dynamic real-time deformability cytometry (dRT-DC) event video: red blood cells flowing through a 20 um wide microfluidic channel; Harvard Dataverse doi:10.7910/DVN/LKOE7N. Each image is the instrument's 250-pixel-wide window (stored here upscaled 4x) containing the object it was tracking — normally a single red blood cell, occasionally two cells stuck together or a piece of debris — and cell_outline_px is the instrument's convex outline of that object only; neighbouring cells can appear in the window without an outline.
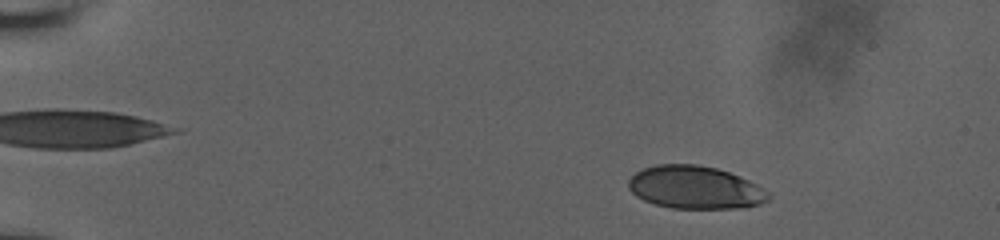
{"species": "human", "species_latin": "Homo sapiens", "temperature_condition": "room temperature", "stored_images_in_passage": 54, "camera_frame_rate_fps": 3000, "um_per_image_px": 0.085, "donor": {"sex": "male"}, "frame": {"image": 1, "passage_image": 7, "time_ms": 2.0, "image_size_px": [1000, 240], "cell_outline_px": [[772, 196], [768, 200], [760, 204], [740, 208], [672, 208], [656, 204], [644, 200], [636, 196], [628, 188], [628, 180], [636, 172], [644, 168], [656, 164], [696, 164], [716, 168], [728, 172], [748, 180], [756, 184], [768, 192]], "centroid_in_image_um": [59.08, 15.93], "position_along_channel_um": 25.9, "area_um2": 34.85}}
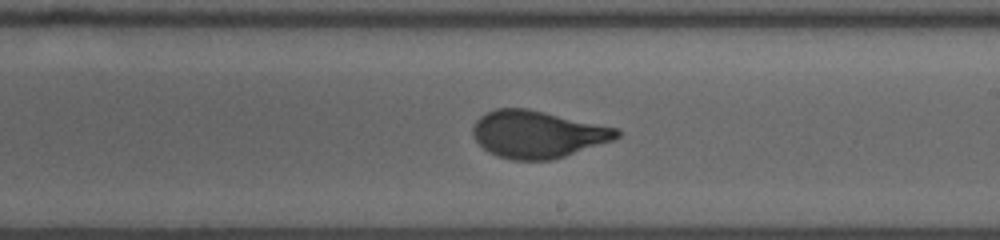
{"frame": {"image": 2, "passage_image": 33, "time_ms": 10.667, "image_size_px": [1000, 240], "cell_outline_px": [[620, 136], [612, 140], [552, 160], [512, 160], [488, 152], [476, 140], [472, 132], [472, 128], [476, 120], [480, 116], [496, 108], [528, 108], [616, 128], [620, 132]], "centroid_in_image_um": [45.65, 11.4], "position_along_channel_um": 243.3, "area_um2": 39.19}}
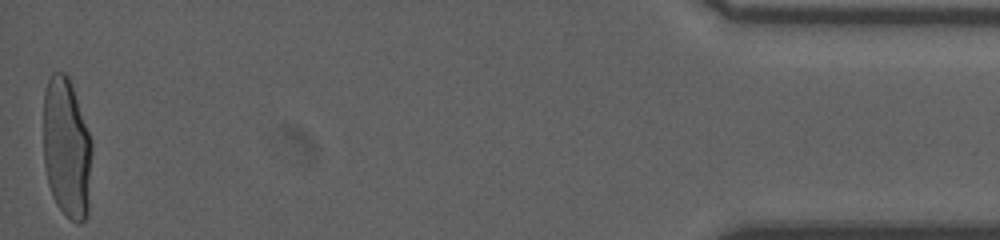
{"frame": {"image": 3, "passage_image": 54, "time_ms": 17.667, "image_size_px": [1000, 240], "cell_outline_px": [[92, 152], [88, 212], [84, 220], [80, 224], [76, 224], [56, 204], [52, 196], [48, 184], [44, 164], [44, 92], [48, 80], [52, 72], [64, 72], [68, 76], [88, 132], [92, 144]], "centroid_in_image_um": [5.66, 12.63], "position_along_channel_um": 429.5, "area_um2": 39.54}, "authors_computed_cell_mechanics": {"area_um2": 39.2462, "velocity_mm_per_s": 3.8336, "shape_relaxation_time_tau1_ms": 5.9066, "shape_relaxation_time_tau2_ms": null, "deformation_change_tau1": 0.23, "deformation_change_tau2": null}}